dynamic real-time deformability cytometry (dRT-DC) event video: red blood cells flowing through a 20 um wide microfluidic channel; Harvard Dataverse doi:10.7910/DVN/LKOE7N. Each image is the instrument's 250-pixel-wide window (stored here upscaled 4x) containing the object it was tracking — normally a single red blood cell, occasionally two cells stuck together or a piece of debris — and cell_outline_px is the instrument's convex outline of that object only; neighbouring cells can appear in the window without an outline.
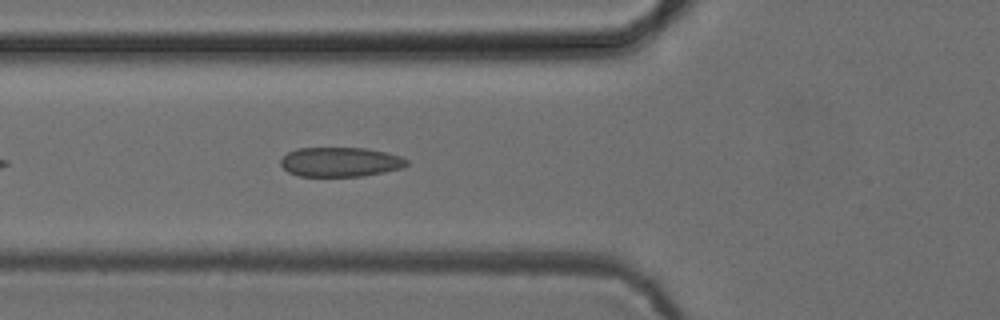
{"species": "common noctule bat (a hibernating species)", "species_latin": "Nyctalus noctula", "temperature_condition": "cold", "stored_images_in_passage": 39, "camera_frame_rate_fps": 3000, "um_per_image_px": 0.085, "animal": {"sex": "female", "body_mass_g": 24.6, "forearm_length_mm": 56.2}, "frame": {"image": 1, "passage_image": 7, "time_ms": 2.0, "image_size_px": [1000, 320], "cell_outline_px": [[408, 164], [400, 168], [384, 172], [364, 176], [300, 176], [288, 172], [280, 164], [280, 160], [288, 152], [296, 148], [364, 148], [388, 152], [400, 156], [408, 160]], "centroid_in_image_um": [28.92, 13.76], "position_along_channel_um": 96.9, "area_um2": 21.68}}
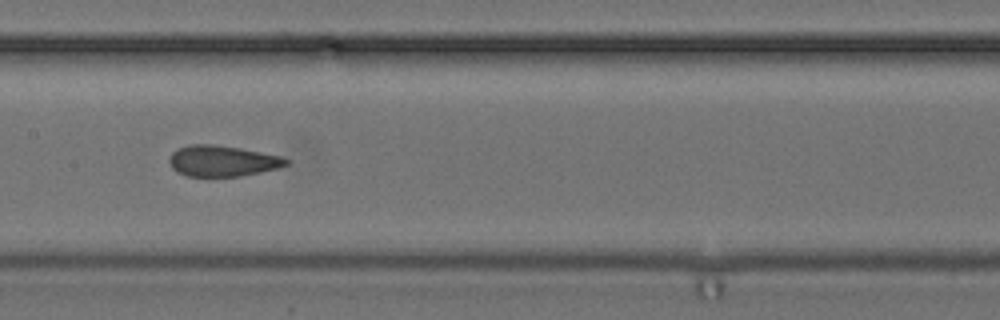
{"frame": {"image": 2, "passage_image": 14, "time_ms": 4.333, "image_size_px": [1000, 320], "cell_outline_px": [[288, 164], [276, 168], [260, 172], [240, 176], [188, 176], [176, 172], [172, 168], [168, 160], [172, 152], [188, 144], [212, 144], [240, 148], [280, 156], [288, 160]], "centroid_in_image_um": [18.85, 13.68], "position_along_channel_um": 188.5, "area_um2": 20.87}}
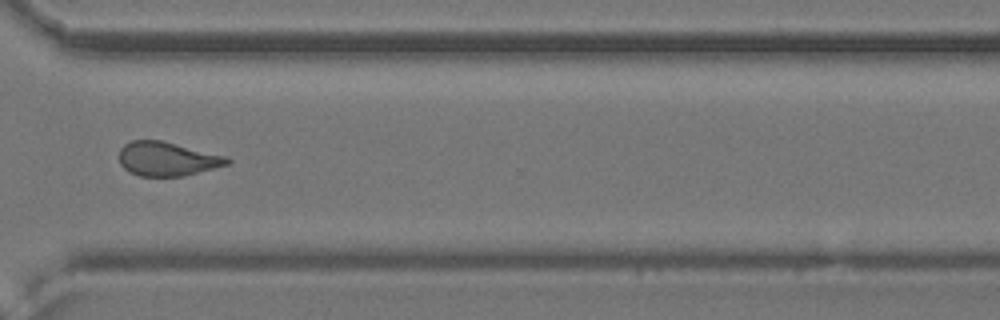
{"frame": {"image": 3, "passage_image": 27, "time_ms": 8.667, "image_size_px": [1000, 320], "cell_outline_px": [[232, 160], [228, 164], [184, 176], [140, 176], [128, 172], [120, 164], [120, 148], [124, 144], [132, 140], [160, 140], [228, 156]], "centroid_in_image_um": [14.21, 13.5], "position_along_channel_um": 356.4, "area_um2": 21.44}, "authors_computed_cell_mechanics": {"area_um2": 21.2126, "velocity_mm_per_s": 3.8892, "shape_relaxation_time_tau1_ms": null, "shape_relaxation_time_tau2_ms": 1.4184, "deformation_change_tau1": null, "deformation_change_tau2": 0.0838}}